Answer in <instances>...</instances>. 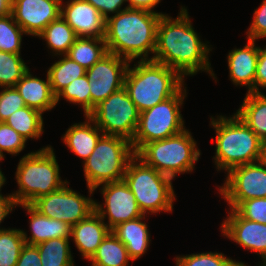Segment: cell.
I'll list each match as a JSON object with an SVG mask.
<instances>
[{
    "instance_id": "1",
    "label": "cell",
    "mask_w": 266,
    "mask_h": 266,
    "mask_svg": "<svg viewBox=\"0 0 266 266\" xmlns=\"http://www.w3.org/2000/svg\"><path fill=\"white\" fill-rule=\"evenodd\" d=\"M187 9L182 7L176 19L163 14L158 22L156 49L150 60L176 70L182 77L206 71L216 78L211 70L207 43L201 42L195 32Z\"/></svg>"
},
{
    "instance_id": "2",
    "label": "cell",
    "mask_w": 266,
    "mask_h": 266,
    "mask_svg": "<svg viewBox=\"0 0 266 266\" xmlns=\"http://www.w3.org/2000/svg\"><path fill=\"white\" fill-rule=\"evenodd\" d=\"M125 10L108 17L105 24L107 52L129 60L135 58L150 60L149 52L154 54L158 22L163 13L143 9Z\"/></svg>"
},
{
    "instance_id": "3",
    "label": "cell",
    "mask_w": 266,
    "mask_h": 266,
    "mask_svg": "<svg viewBox=\"0 0 266 266\" xmlns=\"http://www.w3.org/2000/svg\"><path fill=\"white\" fill-rule=\"evenodd\" d=\"M134 66H128L124 88L140 113L172 97L184 85V77L162 63L140 60Z\"/></svg>"
},
{
    "instance_id": "4",
    "label": "cell",
    "mask_w": 266,
    "mask_h": 266,
    "mask_svg": "<svg viewBox=\"0 0 266 266\" xmlns=\"http://www.w3.org/2000/svg\"><path fill=\"white\" fill-rule=\"evenodd\" d=\"M216 131L215 165L227 173L234 167L259 162L263 141L236 115L211 117Z\"/></svg>"
},
{
    "instance_id": "5",
    "label": "cell",
    "mask_w": 266,
    "mask_h": 266,
    "mask_svg": "<svg viewBox=\"0 0 266 266\" xmlns=\"http://www.w3.org/2000/svg\"><path fill=\"white\" fill-rule=\"evenodd\" d=\"M59 170L51 146L24 155L16 171L19 190L11 194L16 205H31L38 198L64 186L67 181L61 180Z\"/></svg>"
},
{
    "instance_id": "6",
    "label": "cell",
    "mask_w": 266,
    "mask_h": 266,
    "mask_svg": "<svg viewBox=\"0 0 266 266\" xmlns=\"http://www.w3.org/2000/svg\"><path fill=\"white\" fill-rule=\"evenodd\" d=\"M123 180L134 194L143 214L172 212L176 198L171 182L173 179L169 176L146 165L134 155L126 166Z\"/></svg>"
},
{
    "instance_id": "7",
    "label": "cell",
    "mask_w": 266,
    "mask_h": 266,
    "mask_svg": "<svg viewBox=\"0 0 266 266\" xmlns=\"http://www.w3.org/2000/svg\"><path fill=\"white\" fill-rule=\"evenodd\" d=\"M196 141L189 130L172 137L144 144L135 155L146 165L174 178L178 173L192 172L200 157Z\"/></svg>"
},
{
    "instance_id": "8",
    "label": "cell",
    "mask_w": 266,
    "mask_h": 266,
    "mask_svg": "<svg viewBox=\"0 0 266 266\" xmlns=\"http://www.w3.org/2000/svg\"><path fill=\"white\" fill-rule=\"evenodd\" d=\"M134 155L129 140L102 134L93 152L84 161V174L90 195L101 184L123 180L126 166Z\"/></svg>"
},
{
    "instance_id": "9",
    "label": "cell",
    "mask_w": 266,
    "mask_h": 266,
    "mask_svg": "<svg viewBox=\"0 0 266 266\" xmlns=\"http://www.w3.org/2000/svg\"><path fill=\"white\" fill-rule=\"evenodd\" d=\"M185 97L186 88H181L172 97L140 113L137 129L131 141L134 153L144 144L172 137L185 130L184 120L180 114V106Z\"/></svg>"
},
{
    "instance_id": "10",
    "label": "cell",
    "mask_w": 266,
    "mask_h": 266,
    "mask_svg": "<svg viewBox=\"0 0 266 266\" xmlns=\"http://www.w3.org/2000/svg\"><path fill=\"white\" fill-rule=\"evenodd\" d=\"M139 115L140 112L123 87L96 105L88 116L101 129L103 135L119 136L131 142Z\"/></svg>"
},
{
    "instance_id": "11",
    "label": "cell",
    "mask_w": 266,
    "mask_h": 266,
    "mask_svg": "<svg viewBox=\"0 0 266 266\" xmlns=\"http://www.w3.org/2000/svg\"><path fill=\"white\" fill-rule=\"evenodd\" d=\"M60 189L35 200L31 206L41 215L75 225L95 211V201L68 188Z\"/></svg>"
},
{
    "instance_id": "12",
    "label": "cell",
    "mask_w": 266,
    "mask_h": 266,
    "mask_svg": "<svg viewBox=\"0 0 266 266\" xmlns=\"http://www.w3.org/2000/svg\"><path fill=\"white\" fill-rule=\"evenodd\" d=\"M219 190L231 209L245 200L266 198V167L260 161L234 167Z\"/></svg>"
},
{
    "instance_id": "13",
    "label": "cell",
    "mask_w": 266,
    "mask_h": 266,
    "mask_svg": "<svg viewBox=\"0 0 266 266\" xmlns=\"http://www.w3.org/2000/svg\"><path fill=\"white\" fill-rule=\"evenodd\" d=\"M101 193L105 200V207L95 202V212L104 220L108 217L106 225L112 230L118 224L143 216L135 196L124 180L101 184ZM104 209V210H103ZM108 215V216H107Z\"/></svg>"
},
{
    "instance_id": "14",
    "label": "cell",
    "mask_w": 266,
    "mask_h": 266,
    "mask_svg": "<svg viewBox=\"0 0 266 266\" xmlns=\"http://www.w3.org/2000/svg\"><path fill=\"white\" fill-rule=\"evenodd\" d=\"M62 0H12L11 15L28 35L38 36L61 16Z\"/></svg>"
},
{
    "instance_id": "15",
    "label": "cell",
    "mask_w": 266,
    "mask_h": 266,
    "mask_svg": "<svg viewBox=\"0 0 266 266\" xmlns=\"http://www.w3.org/2000/svg\"><path fill=\"white\" fill-rule=\"evenodd\" d=\"M228 218L222 223L224 236L243 248L262 256L261 266H266V224L242 218L234 209H230Z\"/></svg>"
},
{
    "instance_id": "16",
    "label": "cell",
    "mask_w": 266,
    "mask_h": 266,
    "mask_svg": "<svg viewBox=\"0 0 266 266\" xmlns=\"http://www.w3.org/2000/svg\"><path fill=\"white\" fill-rule=\"evenodd\" d=\"M61 5V16L71 26L77 37L104 38L106 19L90 3L71 0Z\"/></svg>"
},
{
    "instance_id": "17",
    "label": "cell",
    "mask_w": 266,
    "mask_h": 266,
    "mask_svg": "<svg viewBox=\"0 0 266 266\" xmlns=\"http://www.w3.org/2000/svg\"><path fill=\"white\" fill-rule=\"evenodd\" d=\"M258 55L259 47L255 46V40L248 39L244 48L233 49L227 56L230 79L236 86H247L248 93L254 92Z\"/></svg>"
},
{
    "instance_id": "18",
    "label": "cell",
    "mask_w": 266,
    "mask_h": 266,
    "mask_svg": "<svg viewBox=\"0 0 266 266\" xmlns=\"http://www.w3.org/2000/svg\"><path fill=\"white\" fill-rule=\"evenodd\" d=\"M111 232L104 220L94 211L71 227V238L85 259H90L98 246Z\"/></svg>"
},
{
    "instance_id": "19",
    "label": "cell",
    "mask_w": 266,
    "mask_h": 266,
    "mask_svg": "<svg viewBox=\"0 0 266 266\" xmlns=\"http://www.w3.org/2000/svg\"><path fill=\"white\" fill-rule=\"evenodd\" d=\"M46 76V81L41 80L31 75L28 70L15 85L25 105L41 113L49 111L57 105L56 95L52 91L48 74Z\"/></svg>"
},
{
    "instance_id": "20",
    "label": "cell",
    "mask_w": 266,
    "mask_h": 266,
    "mask_svg": "<svg viewBox=\"0 0 266 266\" xmlns=\"http://www.w3.org/2000/svg\"><path fill=\"white\" fill-rule=\"evenodd\" d=\"M30 214L31 237L21 230L25 243L36 246L46 240L55 238H69L71 236V227L68 223L60 220L51 219L41 215L31 205L20 204Z\"/></svg>"
},
{
    "instance_id": "21",
    "label": "cell",
    "mask_w": 266,
    "mask_h": 266,
    "mask_svg": "<svg viewBox=\"0 0 266 266\" xmlns=\"http://www.w3.org/2000/svg\"><path fill=\"white\" fill-rule=\"evenodd\" d=\"M144 216L145 214L139 218L122 222L111 230L125 245L132 261L146 252L151 241L148 226L141 221Z\"/></svg>"
},
{
    "instance_id": "22",
    "label": "cell",
    "mask_w": 266,
    "mask_h": 266,
    "mask_svg": "<svg viewBox=\"0 0 266 266\" xmlns=\"http://www.w3.org/2000/svg\"><path fill=\"white\" fill-rule=\"evenodd\" d=\"M85 117L87 120L84 123L72 125L63 136V141L67 147L84 161L93 152L97 141L103 134L88 115ZM90 123H93V126Z\"/></svg>"
},
{
    "instance_id": "23",
    "label": "cell",
    "mask_w": 266,
    "mask_h": 266,
    "mask_svg": "<svg viewBox=\"0 0 266 266\" xmlns=\"http://www.w3.org/2000/svg\"><path fill=\"white\" fill-rule=\"evenodd\" d=\"M236 115L264 142L266 141V95L247 93Z\"/></svg>"
},
{
    "instance_id": "24",
    "label": "cell",
    "mask_w": 266,
    "mask_h": 266,
    "mask_svg": "<svg viewBox=\"0 0 266 266\" xmlns=\"http://www.w3.org/2000/svg\"><path fill=\"white\" fill-rule=\"evenodd\" d=\"M129 60L107 52L91 68L86 70L88 79L104 82H124Z\"/></svg>"
},
{
    "instance_id": "25",
    "label": "cell",
    "mask_w": 266,
    "mask_h": 266,
    "mask_svg": "<svg viewBox=\"0 0 266 266\" xmlns=\"http://www.w3.org/2000/svg\"><path fill=\"white\" fill-rule=\"evenodd\" d=\"M42 37L55 55H67L70 47L78 38L71 26L60 16L50 22L38 35Z\"/></svg>"
},
{
    "instance_id": "26",
    "label": "cell",
    "mask_w": 266,
    "mask_h": 266,
    "mask_svg": "<svg viewBox=\"0 0 266 266\" xmlns=\"http://www.w3.org/2000/svg\"><path fill=\"white\" fill-rule=\"evenodd\" d=\"M129 259L125 245L111 231L89 260L92 266H127Z\"/></svg>"
},
{
    "instance_id": "27",
    "label": "cell",
    "mask_w": 266,
    "mask_h": 266,
    "mask_svg": "<svg viewBox=\"0 0 266 266\" xmlns=\"http://www.w3.org/2000/svg\"><path fill=\"white\" fill-rule=\"evenodd\" d=\"M106 53L107 48L104 38L78 37L70 47L67 56L87 70Z\"/></svg>"
},
{
    "instance_id": "28",
    "label": "cell",
    "mask_w": 266,
    "mask_h": 266,
    "mask_svg": "<svg viewBox=\"0 0 266 266\" xmlns=\"http://www.w3.org/2000/svg\"><path fill=\"white\" fill-rule=\"evenodd\" d=\"M5 123L24 139H37L43 132L42 113L34 108L23 107L11 114Z\"/></svg>"
},
{
    "instance_id": "29",
    "label": "cell",
    "mask_w": 266,
    "mask_h": 266,
    "mask_svg": "<svg viewBox=\"0 0 266 266\" xmlns=\"http://www.w3.org/2000/svg\"><path fill=\"white\" fill-rule=\"evenodd\" d=\"M55 62L47 71L52 91L57 95L64 87L75 79L86 74V69L69 56Z\"/></svg>"
},
{
    "instance_id": "30",
    "label": "cell",
    "mask_w": 266,
    "mask_h": 266,
    "mask_svg": "<svg viewBox=\"0 0 266 266\" xmlns=\"http://www.w3.org/2000/svg\"><path fill=\"white\" fill-rule=\"evenodd\" d=\"M69 239L70 238H55L36 245L41 258V265L74 266Z\"/></svg>"
},
{
    "instance_id": "31",
    "label": "cell",
    "mask_w": 266,
    "mask_h": 266,
    "mask_svg": "<svg viewBox=\"0 0 266 266\" xmlns=\"http://www.w3.org/2000/svg\"><path fill=\"white\" fill-rule=\"evenodd\" d=\"M25 244L20 229L0 230V266H16Z\"/></svg>"
},
{
    "instance_id": "32",
    "label": "cell",
    "mask_w": 266,
    "mask_h": 266,
    "mask_svg": "<svg viewBox=\"0 0 266 266\" xmlns=\"http://www.w3.org/2000/svg\"><path fill=\"white\" fill-rule=\"evenodd\" d=\"M28 70L20 54L0 51V87H15Z\"/></svg>"
},
{
    "instance_id": "33",
    "label": "cell",
    "mask_w": 266,
    "mask_h": 266,
    "mask_svg": "<svg viewBox=\"0 0 266 266\" xmlns=\"http://www.w3.org/2000/svg\"><path fill=\"white\" fill-rule=\"evenodd\" d=\"M61 97L73 104H80L85 116L89 115L91 112V94L87 75L85 74L82 77L75 79L68 86L64 87L56 95V103H58Z\"/></svg>"
},
{
    "instance_id": "34",
    "label": "cell",
    "mask_w": 266,
    "mask_h": 266,
    "mask_svg": "<svg viewBox=\"0 0 266 266\" xmlns=\"http://www.w3.org/2000/svg\"><path fill=\"white\" fill-rule=\"evenodd\" d=\"M23 34L26 33L11 14L0 17V51L20 54Z\"/></svg>"
},
{
    "instance_id": "35",
    "label": "cell",
    "mask_w": 266,
    "mask_h": 266,
    "mask_svg": "<svg viewBox=\"0 0 266 266\" xmlns=\"http://www.w3.org/2000/svg\"><path fill=\"white\" fill-rule=\"evenodd\" d=\"M176 266H247L243 262L234 261L222 253H198L176 257Z\"/></svg>"
},
{
    "instance_id": "36",
    "label": "cell",
    "mask_w": 266,
    "mask_h": 266,
    "mask_svg": "<svg viewBox=\"0 0 266 266\" xmlns=\"http://www.w3.org/2000/svg\"><path fill=\"white\" fill-rule=\"evenodd\" d=\"M26 139L5 122H0V160L4 158L3 151L16 155L25 147Z\"/></svg>"
},
{
    "instance_id": "37",
    "label": "cell",
    "mask_w": 266,
    "mask_h": 266,
    "mask_svg": "<svg viewBox=\"0 0 266 266\" xmlns=\"http://www.w3.org/2000/svg\"><path fill=\"white\" fill-rule=\"evenodd\" d=\"M234 210L242 218L266 224V198L242 201Z\"/></svg>"
},
{
    "instance_id": "38",
    "label": "cell",
    "mask_w": 266,
    "mask_h": 266,
    "mask_svg": "<svg viewBox=\"0 0 266 266\" xmlns=\"http://www.w3.org/2000/svg\"><path fill=\"white\" fill-rule=\"evenodd\" d=\"M25 106L22 96L15 87H5L0 92V122H5L16 110Z\"/></svg>"
},
{
    "instance_id": "39",
    "label": "cell",
    "mask_w": 266,
    "mask_h": 266,
    "mask_svg": "<svg viewBox=\"0 0 266 266\" xmlns=\"http://www.w3.org/2000/svg\"><path fill=\"white\" fill-rule=\"evenodd\" d=\"M90 94H91V111L96 105L108 98L112 93L122 89L124 82H104L99 79H89Z\"/></svg>"
},
{
    "instance_id": "40",
    "label": "cell",
    "mask_w": 266,
    "mask_h": 266,
    "mask_svg": "<svg viewBox=\"0 0 266 266\" xmlns=\"http://www.w3.org/2000/svg\"><path fill=\"white\" fill-rule=\"evenodd\" d=\"M248 39L257 40L266 37V0L254 11L253 21L247 32Z\"/></svg>"
},
{
    "instance_id": "41",
    "label": "cell",
    "mask_w": 266,
    "mask_h": 266,
    "mask_svg": "<svg viewBox=\"0 0 266 266\" xmlns=\"http://www.w3.org/2000/svg\"><path fill=\"white\" fill-rule=\"evenodd\" d=\"M93 5L101 15L107 19L109 13H115V15L125 9H120L121 5L128 0H84Z\"/></svg>"
},
{
    "instance_id": "42",
    "label": "cell",
    "mask_w": 266,
    "mask_h": 266,
    "mask_svg": "<svg viewBox=\"0 0 266 266\" xmlns=\"http://www.w3.org/2000/svg\"><path fill=\"white\" fill-rule=\"evenodd\" d=\"M16 266H42L38 248L25 244L21 250Z\"/></svg>"
},
{
    "instance_id": "43",
    "label": "cell",
    "mask_w": 266,
    "mask_h": 266,
    "mask_svg": "<svg viewBox=\"0 0 266 266\" xmlns=\"http://www.w3.org/2000/svg\"><path fill=\"white\" fill-rule=\"evenodd\" d=\"M259 86L266 88V48L262 49L260 47L254 80V92H260Z\"/></svg>"
},
{
    "instance_id": "44",
    "label": "cell",
    "mask_w": 266,
    "mask_h": 266,
    "mask_svg": "<svg viewBox=\"0 0 266 266\" xmlns=\"http://www.w3.org/2000/svg\"><path fill=\"white\" fill-rule=\"evenodd\" d=\"M15 206L17 205L11 194L6 197L0 195V224L5 219V217L13 210Z\"/></svg>"
},
{
    "instance_id": "45",
    "label": "cell",
    "mask_w": 266,
    "mask_h": 266,
    "mask_svg": "<svg viewBox=\"0 0 266 266\" xmlns=\"http://www.w3.org/2000/svg\"><path fill=\"white\" fill-rule=\"evenodd\" d=\"M161 0H128V8L132 9H143L150 12H155L152 9L160 2Z\"/></svg>"
},
{
    "instance_id": "46",
    "label": "cell",
    "mask_w": 266,
    "mask_h": 266,
    "mask_svg": "<svg viewBox=\"0 0 266 266\" xmlns=\"http://www.w3.org/2000/svg\"><path fill=\"white\" fill-rule=\"evenodd\" d=\"M12 0H0V17L11 14Z\"/></svg>"
},
{
    "instance_id": "47",
    "label": "cell",
    "mask_w": 266,
    "mask_h": 266,
    "mask_svg": "<svg viewBox=\"0 0 266 266\" xmlns=\"http://www.w3.org/2000/svg\"><path fill=\"white\" fill-rule=\"evenodd\" d=\"M266 167V141L263 142L261 156L259 160Z\"/></svg>"
},
{
    "instance_id": "48",
    "label": "cell",
    "mask_w": 266,
    "mask_h": 266,
    "mask_svg": "<svg viewBox=\"0 0 266 266\" xmlns=\"http://www.w3.org/2000/svg\"><path fill=\"white\" fill-rule=\"evenodd\" d=\"M5 182H6V179H5L2 171L0 170V191H1L2 185H4ZM0 195H2V194L0 193Z\"/></svg>"
}]
</instances>
